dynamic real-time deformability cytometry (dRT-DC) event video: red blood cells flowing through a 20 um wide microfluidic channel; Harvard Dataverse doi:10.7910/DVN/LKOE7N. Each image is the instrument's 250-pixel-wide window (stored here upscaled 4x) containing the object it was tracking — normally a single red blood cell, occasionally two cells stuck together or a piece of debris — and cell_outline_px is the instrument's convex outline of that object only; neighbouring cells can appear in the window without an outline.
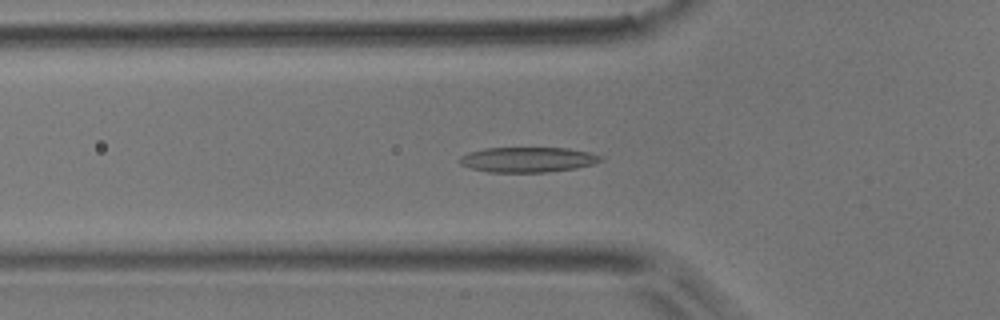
{"species": "common noctule bat (a hibernating species)", "species_latin": "Nyctalus noctula", "temperature_condition": "room temperature", "stored_images_in_passage": 52, "camera_frame_rate_fps": 3000, "um_per_image_px": 0.085, "animal": {"sex": "male", "body_mass_g": 17.9}, "frame": {"image": 1, "passage_image": 17, "time_ms": 5.333, "image_size_px": [1000, 320], "cell_outline_px": [[604, 160], [592, 164], [576, 168], [544, 172], [488, 172], [472, 168], [460, 164], [460, 156], [468, 152], [484, 148], [568, 148], [588, 152], [604, 156]], "centroid_in_image_um": [44.87, 13.56], "position_along_channel_um": 80.9, "area_um2": 20.63}}
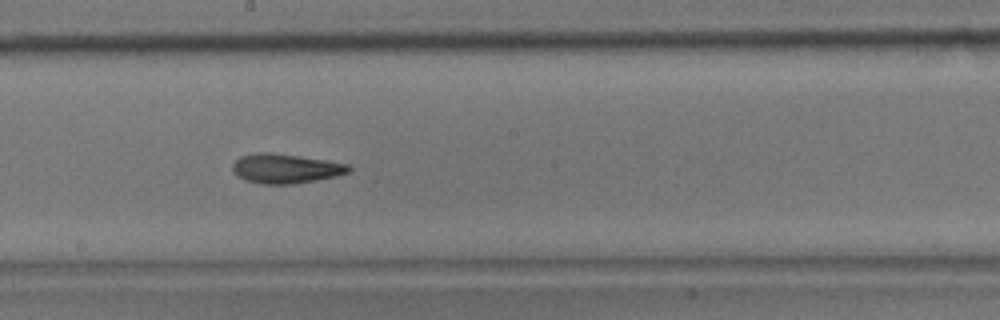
{"frame": {"image": 2, "passage_image": 28, "time_ms": 9.0, "image_size_px": [1000, 320], "cell_outline_px": [[352, 172], [336, 176], [316, 180], [292, 184], [264, 184], [244, 180], [236, 176], [232, 172], [232, 164], [240, 156], [256, 152], [272, 152], [324, 160], [348, 164], [352, 168]], "centroid_in_image_um": [24.25, 14.32], "position_along_channel_um": 224.0, "area_um2": 20.11}}
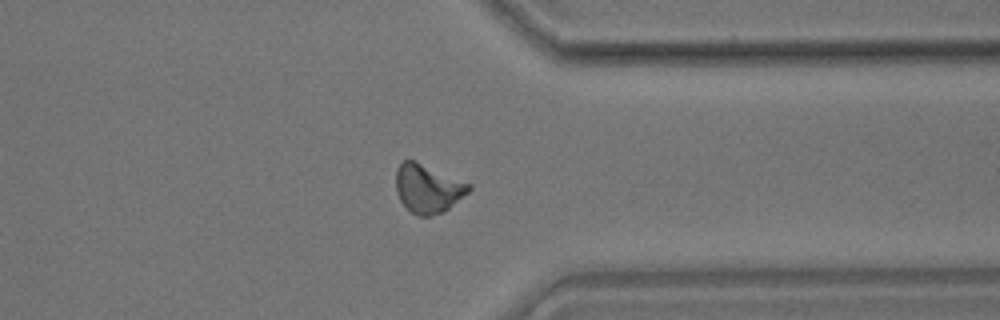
{"frame": {"image": 3, "passage_image": 40, "time_ms": 13.0, "image_size_px": [1000, 320], "cell_outline_px": [[472, 188], [468, 192], [448, 208], [432, 216], [420, 216], [412, 212], [400, 200], [396, 192], [396, 168], [404, 160], [412, 160], [472, 184]], "centroid_in_image_um": [36.35, 16.02], "position_along_channel_um": 375.0, "area_um2": 20.23}, "authors_computed_cell_mechanics": {"area_um2": 20.0566, "velocity_mm_per_s": 3.8741, "shape_relaxation_time_tau1_ms": 4.6356, "shape_relaxation_time_tau2_ms": 2.7211, "deformation_change_tau1": 0.1535, "deformation_change_tau2": 0.1002}}